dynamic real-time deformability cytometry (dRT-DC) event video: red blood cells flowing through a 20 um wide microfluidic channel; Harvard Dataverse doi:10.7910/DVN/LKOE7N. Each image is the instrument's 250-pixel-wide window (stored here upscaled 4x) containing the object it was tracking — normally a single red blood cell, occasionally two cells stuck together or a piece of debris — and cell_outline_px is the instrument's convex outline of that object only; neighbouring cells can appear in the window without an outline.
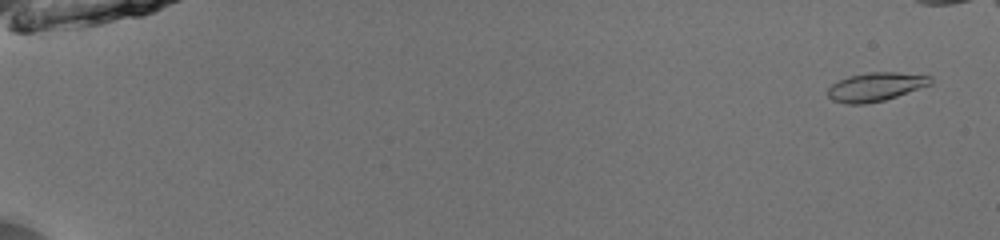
{"species": "common noctule bat (a hibernating species)", "species_latin": "Nyctalus noctula", "temperature_condition": "room temperature", "stored_images_in_passage": 50, "camera_frame_rate_fps": 3000, "um_per_image_px": 0.085, "animal": {"sex": "male", "body_mass_g": 13.0, "forearm_length_mm": 53.1}, "frame": {"image": 1, "passage_image": 3, "time_ms": 0.667, "image_size_px": [1000, 240], "cell_outline_px": [[932, 84], [884, 100], [864, 104], [844, 104], [832, 100], [828, 96], [828, 88], [832, 84], [848, 76], [868, 72], [896, 72], [932, 76]], "centroid_in_image_um": [74.42, 7.38], "position_along_channel_um": 10.6, "area_um2": 17.11}}
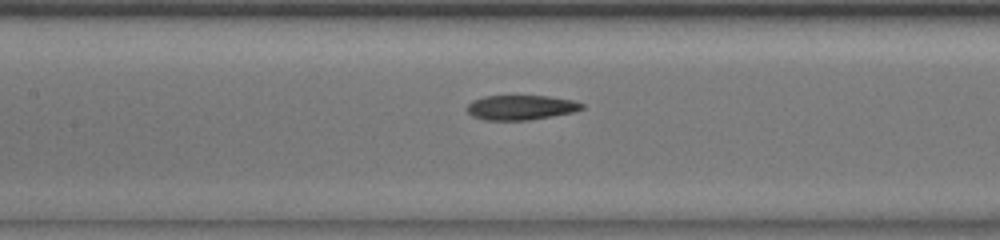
{"frame": {"image": 2, "passage_image": 28, "time_ms": 9.0, "image_size_px": [1000, 240], "cell_outline_px": [[584, 108], [572, 112], [528, 120], [484, 120], [472, 116], [464, 108], [472, 100], [484, 96], [548, 96], [572, 100], [584, 104]], "centroid_in_image_um": [44.22, 9.13], "position_along_channel_um": 163.2, "area_um2": 16.53}}
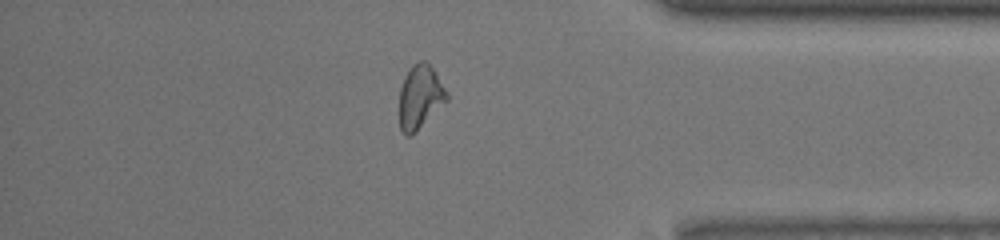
{"frame": {"image": 3, "passage_image": 47, "time_ms": 15.333, "image_size_px": [1000, 240], "cell_outline_px": [[448, 100], [412, 136], [408, 136], [400, 128], [400, 88], [404, 76], [408, 68], [412, 64], [420, 60], [424, 60], [432, 68], [448, 92]], "centroid_in_image_um": [35.71, 8.23], "position_along_channel_um": 399.5, "area_um2": 17.63}}